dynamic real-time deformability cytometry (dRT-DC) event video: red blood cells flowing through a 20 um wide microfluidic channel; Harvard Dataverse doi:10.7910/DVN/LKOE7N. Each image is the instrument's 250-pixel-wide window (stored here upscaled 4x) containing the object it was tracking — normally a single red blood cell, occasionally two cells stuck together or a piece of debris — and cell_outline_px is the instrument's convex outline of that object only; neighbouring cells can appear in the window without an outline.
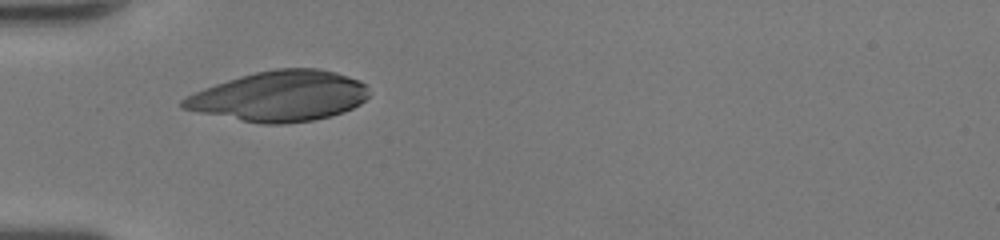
{"species": "human", "species_latin": "Homo sapiens", "temperature_condition": "room temperature", "stored_images_in_passage": 26, "camera_frame_rate_fps": 3000, "um_per_image_px": 0.085, "donor": {"sex": "female"}, "frame": {"image": 1, "passage_image": 1, "time_ms": 0.0, "image_size_px": [1000, 240], "cell_outline_px": [[368, 96], [360, 104], [344, 112], [332, 116], [312, 120], [284, 124], [264, 124], [240, 120], [180, 108], [180, 100], [204, 88], [240, 76], [256, 72], [276, 68], [320, 68], [336, 72], [360, 80], [364, 84]], "centroid_in_image_um": [23.78, 8.17], "position_along_channel_um": 61.2, "area_um2": 54.22}}
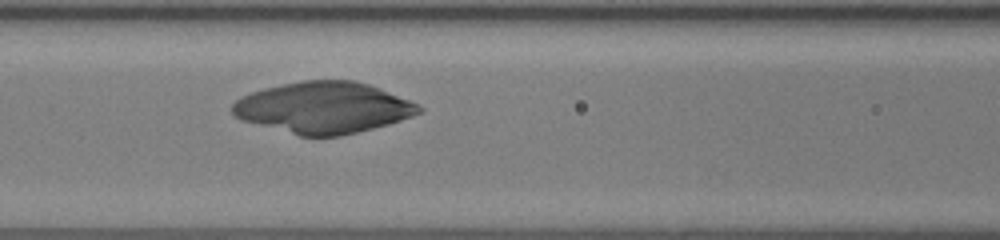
{"frame": {"image": 2, "passage_image": 7, "time_ms": 2.0, "image_size_px": [1000, 240], "cell_outline_px": [[424, 108], [420, 112], [412, 116], [388, 124], [340, 136], [300, 136], [240, 120], [232, 112], [232, 104], [240, 96], [264, 88], [300, 80], [352, 80], [368, 84], [420, 104]], "centroid_in_image_um": [27.47, 9.14], "position_along_channel_um": 139.1, "area_um2": 55.66}}
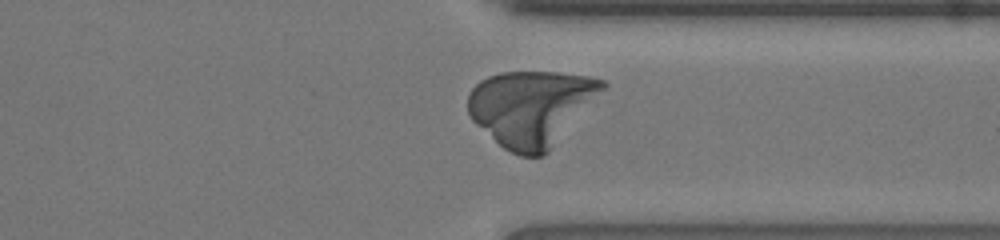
{"frame": {"image": 3, "passage_image": 23, "time_ms": 7.333, "image_size_px": [1000, 240], "cell_outline_px": [[608, 84], [552, 148], [544, 156], [520, 156], [504, 148], [476, 124], [472, 120], [468, 112], [468, 92], [480, 80], [488, 76], [500, 72], [556, 72], [588, 76], [604, 80]], "centroid_in_image_um": [45.13, 9.15], "position_along_channel_um": 366.3, "area_um2": 58.72}}